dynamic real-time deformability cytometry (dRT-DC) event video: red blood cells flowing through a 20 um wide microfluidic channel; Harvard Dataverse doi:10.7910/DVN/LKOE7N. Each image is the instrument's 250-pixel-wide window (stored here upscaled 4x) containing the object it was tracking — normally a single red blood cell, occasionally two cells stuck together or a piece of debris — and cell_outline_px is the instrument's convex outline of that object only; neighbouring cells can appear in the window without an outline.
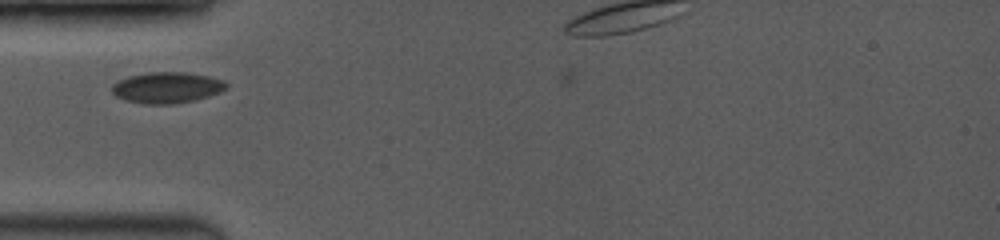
{"species": "common noctule bat (a hibernating species)", "species_latin": "Nyctalus noctula", "temperature_condition": "room temperature", "stored_images_in_passage": 6, "camera_frame_rate_fps": 3500, "um_per_image_px": 0.085, "animal": {"sex": "female", "body_mass_g": 19.0, "forearm_length_mm": 53.3}, "frame": {"image": 1, "passage_image": 4, "time_ms": 1.429, "image_size_px": [1000, 240], "cell_outline_px": [[228, 88], [220, 92], [208, 96], [192, 100], [172, 104], [144, 104], [124, 100], [116, 96], [112, 92], [112, 84], [128, 76], [148, 72], [188, 72], [208, 76], [224, 80], [228, 84]], "centroid_in_image_um": [14.19, 7.44], "position_along_channel_um": 70.8, "area_um2": 20.75}}